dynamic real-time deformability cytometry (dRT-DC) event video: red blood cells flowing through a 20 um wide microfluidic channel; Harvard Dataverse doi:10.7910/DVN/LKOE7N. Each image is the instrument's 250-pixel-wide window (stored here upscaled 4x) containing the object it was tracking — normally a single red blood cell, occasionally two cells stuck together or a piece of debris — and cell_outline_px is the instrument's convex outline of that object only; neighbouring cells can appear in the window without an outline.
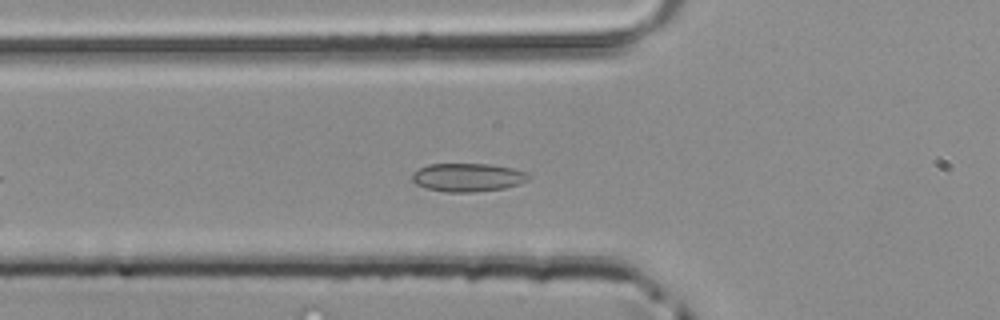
{"species": "common noctule bat (a hibernating species)", "species_latin": "Nyctalus noctula", "temperature_condition": "room temperature", "stored_images_in_passage": 33, "camera_frame_rate_fps": 3000, "um_per_image_px": 0.085, "animal": {"sex": "male", "body_mass_g": 20.4}, "frame": {"image": 1, "passage_image": 7, "time_ms": 2.0, "image_size_px": [1000, 320], "cell_outline_px": [[532, 176], [528, 180], [504, 188], [476, 192], [444, 192], [428, 188], [416, 184], [412, 180], [412, 172], [428, 164], [488, 164], [512, 168], [528, 172]], "centroid_in_image_um": [39.76, 15.07], "position_along_channel_um": 86.0, "area_um2": 19.25}}
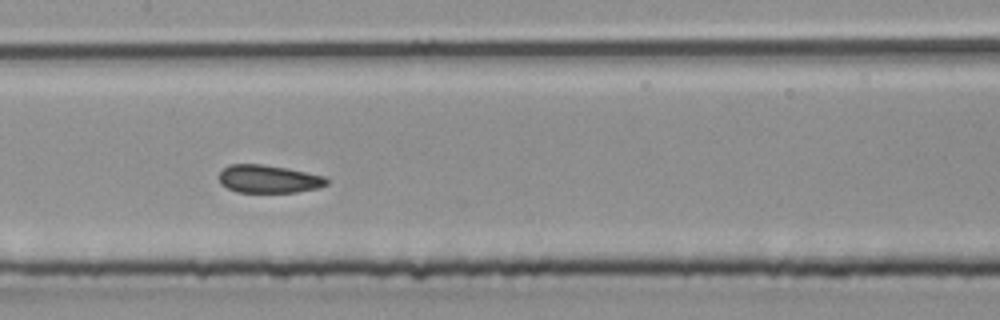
{"frame": {"image": 2, "passage_image": 14, "time_ms": 4.333, "image_size_px": [1000, 320], "cell_outline_px": [[328, 184], [320, 188], [296, 192], [236, 192], [220, 184], [220, 172], [228, 164], [260, 164], [288, 168], [324, 176], [328, 180]], "centroid_in_image_um": [22.84, 15.21], "position_along_channel_um": 184.6, "area_um2": 17.57}}
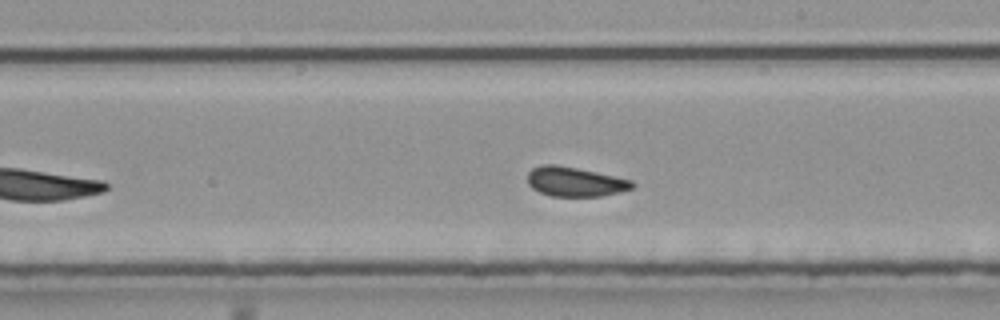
{"frame": {"image": 3, "passage_image": 18, "time_ms": 5.667, "image_size_px": [1000, 320], "cell_outline_px": [[636, 184], [632, 188], [600, 196], [552, 196], [540, 192], [532, 188], [528, 184], [528, 172], [532, 168], [540, 164], [556, 164], [576, 168], [632, 180]], "centroid_in_image_um": [48.83, 15.43], "position_along_channel_um": 240.2, "area_um2": 17.8}}